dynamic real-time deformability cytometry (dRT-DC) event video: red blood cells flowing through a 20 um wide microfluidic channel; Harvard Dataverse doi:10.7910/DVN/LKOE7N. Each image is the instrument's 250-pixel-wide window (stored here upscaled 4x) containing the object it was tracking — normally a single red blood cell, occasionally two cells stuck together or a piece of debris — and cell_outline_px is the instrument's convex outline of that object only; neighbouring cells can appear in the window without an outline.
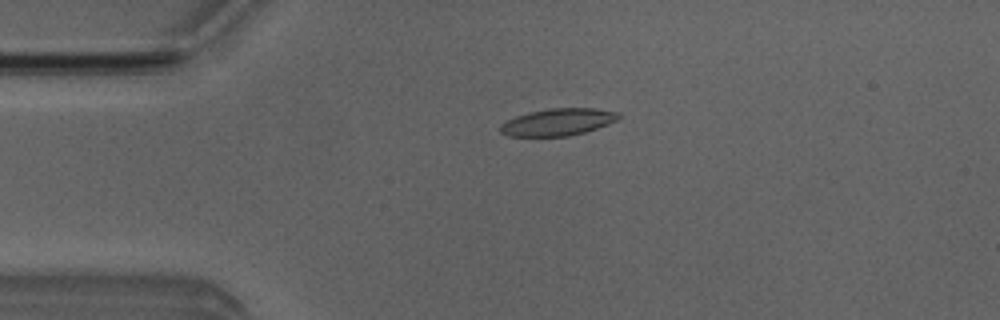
{"species": "Egyptian fruit bat (a non-hibernating species)", "species_latin": "Rousettus aegyptiacus", "temperature_condition": "room temperature", "stored_images_in_passage": 5, "camera_frame_rate_fps": 3000, "um_per_image_px": 0.085, "animal": {"sex": "male"}, "frame": {"image": 1, "passage_image": 1, "time_ms": 0.0, "image_size_px": [1000, 320], "cell_outline_px": [[620, 116], [616, 120], [608, 124], [584, 132], [568, 136], [508, 136], [500, 132], [500, 124], [516, 116], [528, 112], [548, 108], [596, 108], [620, 112]], "centroid_in_image_um": [47.42, 10.36], "position_along_channel_um": 37.6, "area_um2": 18.67}}
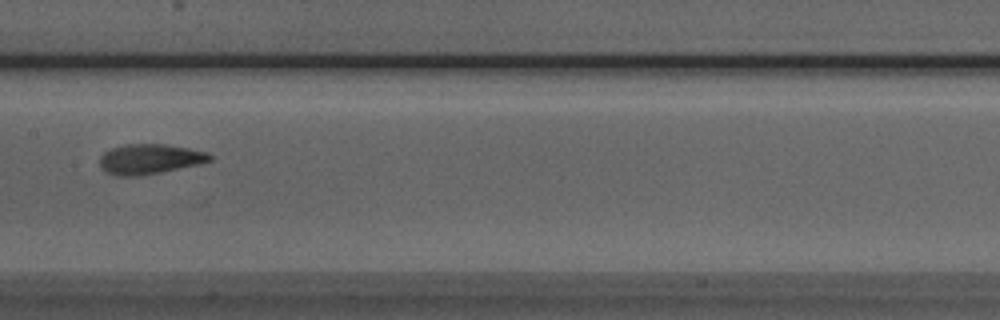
{"frame": {"image": 2, "passage_image": 5, "time_ms": 4.667, "image_size_px": [1000, 320], "cell_outline_px": [[212, 160], [200, 164], [160, 172], [136, 176], [116, 176], [100, 168], [100, 156], [104, 152], [112, 148], [128, 144], [164, 144], [188, 148], [208, 152], [212, 156]], "centroid_in_image_um": [12.73, 13.52], "position_along_channel_um": 194.7, "area_um2": 19.19}}